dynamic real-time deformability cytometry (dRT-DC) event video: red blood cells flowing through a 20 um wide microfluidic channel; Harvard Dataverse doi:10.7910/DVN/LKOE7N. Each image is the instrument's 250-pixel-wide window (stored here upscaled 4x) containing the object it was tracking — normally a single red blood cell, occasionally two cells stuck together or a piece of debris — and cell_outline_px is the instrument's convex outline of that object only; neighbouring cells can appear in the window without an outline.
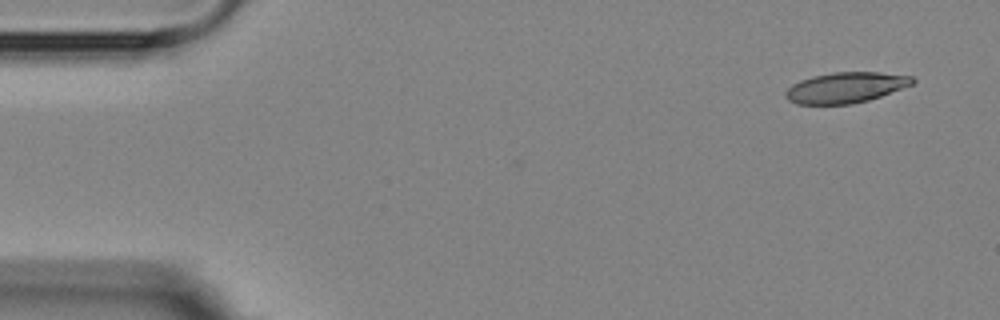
{"species": "Egyptian fruit bat (a non-hibernating species)", "species_latin": "Rousettus aegyptiacus", "temperature_condition": "room temperature", "stored_images_in_passage": 3, "camera_frame_rate_fps": 3000, "um_per_image_px": 0.085, "animal": {"sex": "female"}, "frame": {"image": 1, "passage_image": 1, "time_ms": 0.0, "image_size_px": [1000, 320], "cell_outline_px": [[916, 80], [912, 84], [880, 96], [868, 100], [852, 104], [796, 104], [788, 100], [784, 96], [784, 92], [792, 84], [800, 80], [812, 76], [832, 72], [880, 72], [912, 76]], "centroid_in_image_um": [71.84, 7.44], "position_along_channel_um": 13.2, "area_um2": 22.66}}